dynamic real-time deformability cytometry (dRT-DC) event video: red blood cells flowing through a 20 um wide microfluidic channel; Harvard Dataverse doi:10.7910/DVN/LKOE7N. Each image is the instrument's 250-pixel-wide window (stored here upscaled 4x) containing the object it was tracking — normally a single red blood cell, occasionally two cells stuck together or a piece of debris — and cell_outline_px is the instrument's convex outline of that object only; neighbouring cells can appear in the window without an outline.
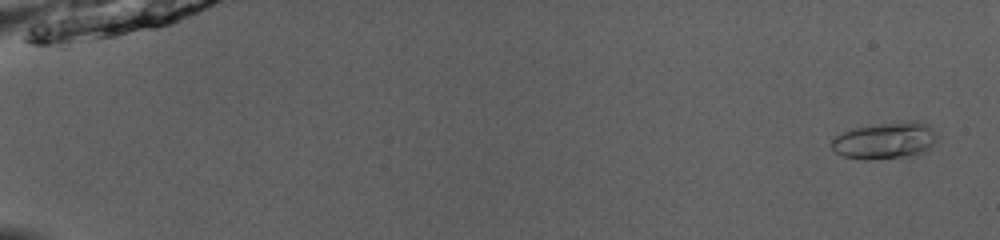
{"species": "common noctule bat (a hibernating species)", "species_latin": "Nyctalus noctula", "temperature_condition": "room temperature", "stored_images_in_passage": 52, "camera_frame_rate_fps": 3000, "um_per_image_px": 0.085, "animal": {"sex": "male", "body_mass_g": 13.0, "forearm_length_mm": 53.1}, "frame": {"image": 1, "passage_image": 3, "time_ms": 0.667, "image_size_px": [1000, 240], "cell_outline_px": [[936, 136], [932, 148], [916, 156], [872, 160], [864, 160], [844, 156], [836, 152], [832, 148], [832, 140], [836, 136], [852, 128], [872, 124], [912, 120], [916, 120], [928, 124]], "centroid_in_image_um": [75.26, 11.95], "position_along_channel_um": 9.7, "area_um2": 22.95}}
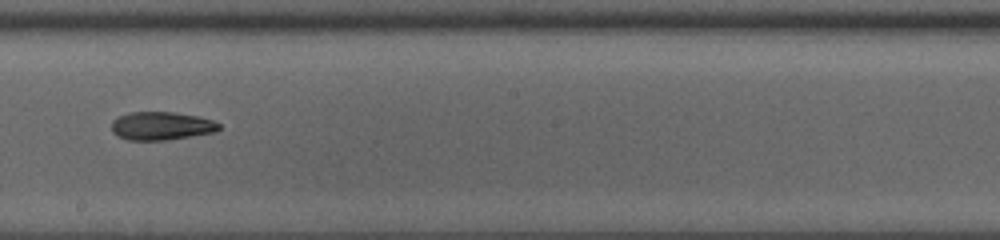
{"frame": {"image": 2, "passage_image": 32, "time_ms": 10.333, "image_size_px": [1000, 240], "cell_outline_px": [[220, 128], [216, 132], [164, 140], [128, 140], [116, 136], [112, 132], [112, 120], [116, 116], [132, 112], [172, 112], [200, 116], [212, 120], [220, 124]], "centroid_in_image_um": [13.69, 10.7], "position_along_channel_um": 234.5, "area_um2": 17.8}}
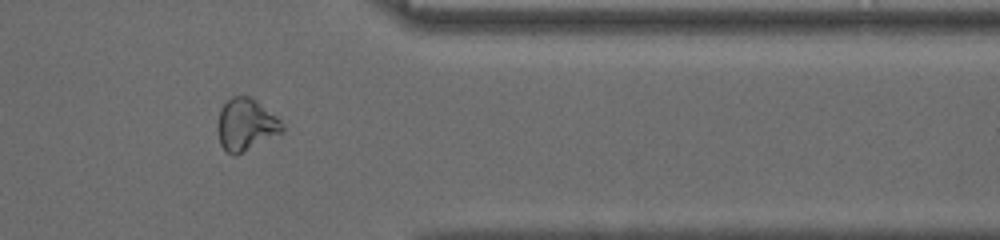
{"frame": {"image": 3, "passage_image": 44, "time_ms": 14.333, "image_size_px": [1000, 240], "cell_outline_px": [[284, 132], [236, 156], [232, 156], [220, 144], [216, 128], [216, 124], [220, 108], [232, 96], [248, 96], [256, 100], [276, 116], [284, 124]], "centroid_in_image_um": [20.89, 10.61], "position_along_channel_um": 390.5, "area_um2": 19.88}, "authors_computed_cell_mechanics": {"area_um2": 18.9295, "velocity_mm_per_s": 4.0643, "shape_relaxation_time_tau1_ms": 5.7511, "shape_relaxation_time_tau2_ms": 3.6265, "deformation_change_tau1": 0.1254, "deformation_change_tau2": 0.1101}}